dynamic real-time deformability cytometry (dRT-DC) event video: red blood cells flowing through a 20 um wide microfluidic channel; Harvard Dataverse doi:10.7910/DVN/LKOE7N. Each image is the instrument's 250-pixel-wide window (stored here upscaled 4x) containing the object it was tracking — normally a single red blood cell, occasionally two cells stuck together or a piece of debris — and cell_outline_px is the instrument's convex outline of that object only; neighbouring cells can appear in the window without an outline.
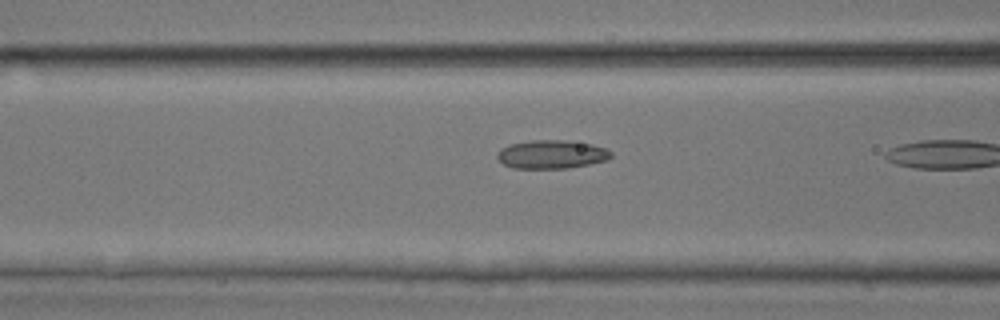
{"species": "common noctule bat (a hibernating species)", "species_latin": "Nyctalus noctula", "temperature_condition": "room temperature", "stored_images_in_passage": 7, "camera_frame_rate_fps": 3000, "um_per_image_px": 0.085, "animal": {"sex": "male", "body_mass_g": 17.9, "forearm_length_mm": 54.2}, "frame": {"image": 1, "passage_image": 6, "time_ms": 1.667, "image_size_px": [1000, 320], "cell_outline_px": [[612, 156], [608, 160], [568, 168], [512, 168], [504, 164], [496, 156], [496, 152], [500, 148], [512, 144], [532, 140], [564, 140], [592, 144], [604, 148], [612, 152]], "centroid_in_image_um": [46.88, 13.12], "position_along_channel_um": 119.7, "area_um2": 18.84}}